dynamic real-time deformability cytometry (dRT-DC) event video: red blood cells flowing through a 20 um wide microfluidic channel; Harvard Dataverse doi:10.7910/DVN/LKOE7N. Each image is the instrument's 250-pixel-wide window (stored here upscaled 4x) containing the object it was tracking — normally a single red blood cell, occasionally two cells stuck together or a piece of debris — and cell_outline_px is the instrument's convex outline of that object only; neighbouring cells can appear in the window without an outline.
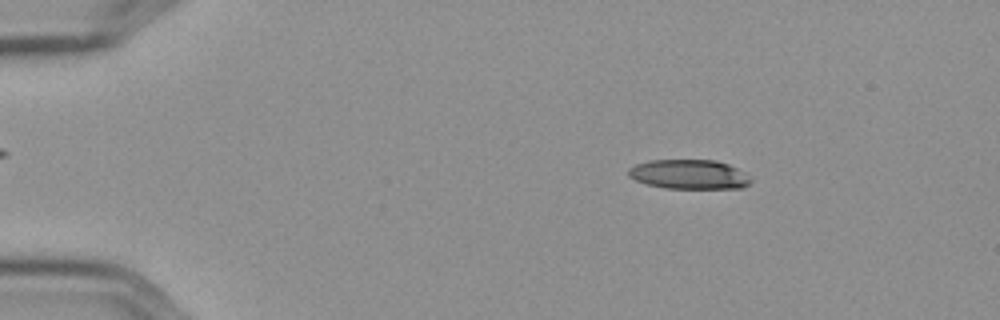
{"species": "Egyptian fruit bat (a non-hibernating species)", "species_latin": "Rousettus aegyptiacus", "temperature_condition": "cold", "stored_images_in_passage": 50, "camera_frame_rate_fps": 3000, "um_per_image_px": 0.085, "frame": {"image": 1, "passage_image": 3, "time_ms": 0.667, "image_size_px": [1000, 320], "cell_outline_px": [[752, 180], [748, 184], [740, 188], [664, 188], [648, 184], [636, 180], [628, 176], [628, 168], [636, 164], [648, 160], [716, 160], [728, 164], [744, 172]], "centroid_in_image_um": [58.55, 14.81], "position_along_channel_um": 26.4, "area_um2": 20.92}}
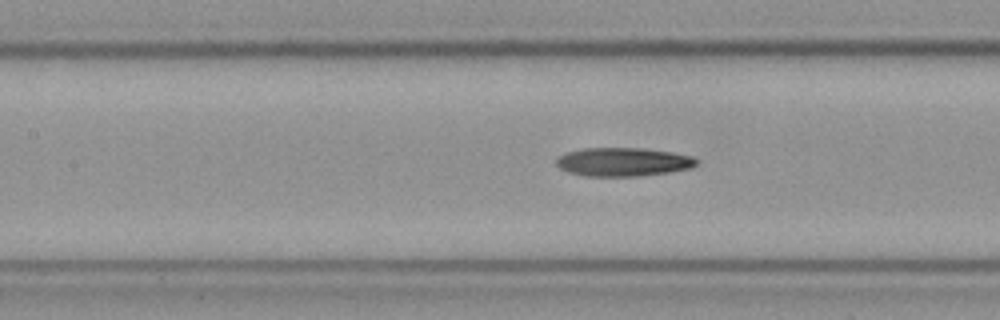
{"frame": {"image": 2, "passage_image": 20, "time_ms": 6.333, "image_size_px": [1000, 320], "cell_outline_px": [[696, 164], [692, 168], [668, 172], [640, 176], [584, 176], [568, 172], [560, 168], [556, 164], [556, 160], [560, 156], [568, 152], [584, 148], [640, 148], [672, 152], [692, 156], [696, 160]], "centroid_in_image_um": [52.96, 13.77], "position_along_channel_um": 154.4, "area_um2": 23.24}}
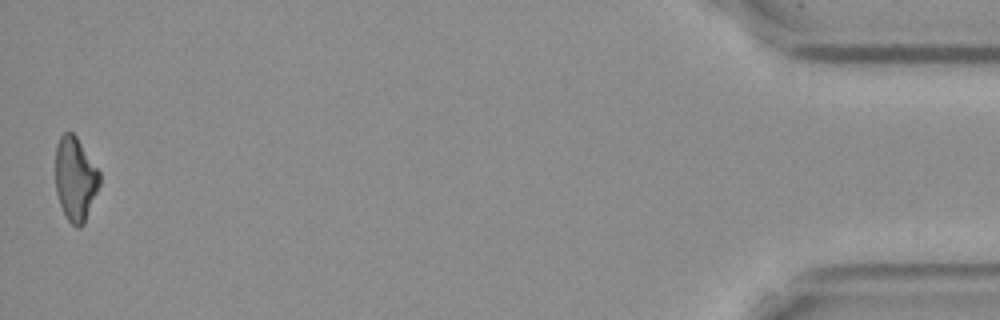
{"frame": {"image": 3, "passage_image": 50, "time_ms": 16.333, "image_size_px": [1000, 320], "cell_outline_px": [[100, 184], [84, 224], [80, 228], [76, 228], [68, 220], [60, 204], [56, 192], [56, 144], [60, 136], [64, 132], [72, 132], [76, 136], [100, 172]], "centroid_in_image_um": [6.4, 15.21], "position_along_channel_um": 428.8, "area_um2": 21.5}, "authors_computed_cell_mechanics": {"area_um2": 22.9466, "velocity_mm_per_s": 3.6077, "shape_relaxation_time_tau1_ms": null, "shape_relaxation_time_tau2_ms": 9.6766, "deformation_change_tau1": null, "deformation_change_tau2": 0.2354}}